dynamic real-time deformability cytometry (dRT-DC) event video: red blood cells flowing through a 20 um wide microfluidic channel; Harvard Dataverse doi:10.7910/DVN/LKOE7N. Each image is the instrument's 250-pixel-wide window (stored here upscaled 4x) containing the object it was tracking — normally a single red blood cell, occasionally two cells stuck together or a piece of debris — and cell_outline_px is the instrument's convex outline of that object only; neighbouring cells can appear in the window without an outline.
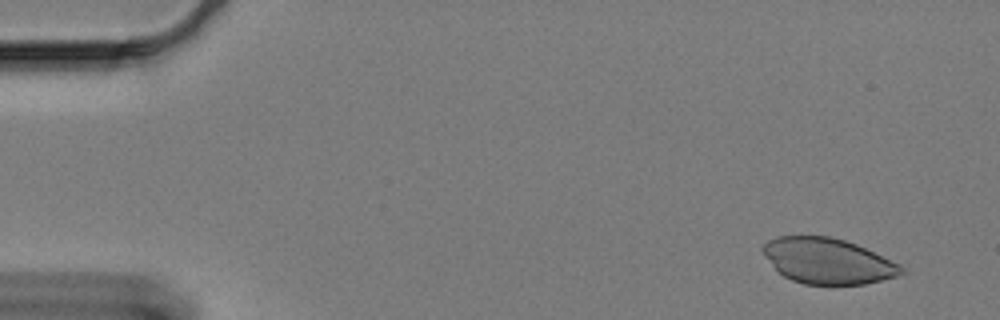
{"species": "Egyptian fruit bat (a non-hibernating species)", "species_latin": "Rousettus aegyptiacus", "temperature_condition": "cold", "stored_images_in_passage": 13, "camera_frame_rate_fps": 3000, "um_per_image_px": 0.085, "animal": {"sex": "female"}, "frame": {"image": 1, "passage_image": 4, "time_ms": 1.0, "image_size_px": [1000, 320], "cell_outline_px": [[904, 272], [896, 276], [864, 284], [804, 284], [792, 280], [784, 276], [764, 256], [760, 248], [768, 240], [776, 236], [828, 236], [844, 240], [856, 244], [904, 268]], "centroid_in_image_um": [70.28, 22.17], "position_along_channel_um": 14.7, "area_um2": 36.13}}